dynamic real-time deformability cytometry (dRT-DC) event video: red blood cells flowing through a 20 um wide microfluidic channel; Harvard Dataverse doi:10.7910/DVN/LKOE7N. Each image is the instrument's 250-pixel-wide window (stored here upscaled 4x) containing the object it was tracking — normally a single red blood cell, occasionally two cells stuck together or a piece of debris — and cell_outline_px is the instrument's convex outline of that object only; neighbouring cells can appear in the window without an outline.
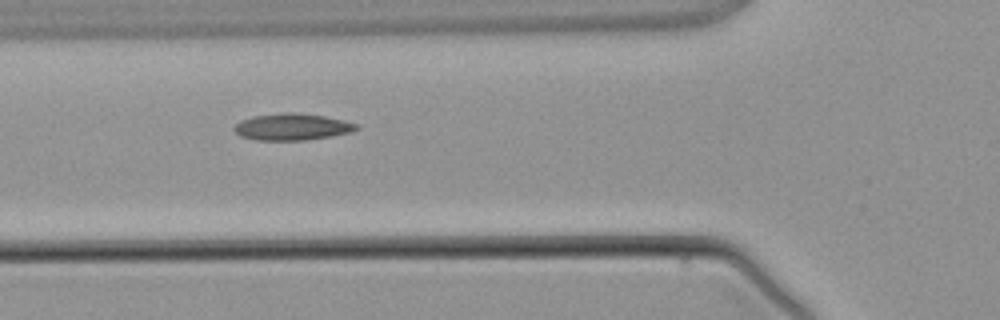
{"species": "common noctule bat (a hibernating species)", "species_latin": "Nyctalus noctula", "temperature_condition": "warm", "stored_images_in_passage": 4, "camera_frame_rate_fps": 3000, "um_per_image_px": 0.085, "animal": {"sex": "male", "body_mass_g": 21.5, "forearm_length_mm": 52.0}, "frame": {"image": 1, "passage_image": 4, "time_ms": 3.667, "image_size_px": [1000, 320], "cell_outline_px": [[360, 128], [352, 132], [332, 136], [304, 140], [256, 140], [240, 136], [232, 128], [240, 120], [252, 116], [288, 112], [292, 112], [324, 116], [344, 120], [360, 124]], "centroid_in_image_um": [24.85, 10.78], "position_along_channel_um": 100.9, "area_um2": 19.13}}